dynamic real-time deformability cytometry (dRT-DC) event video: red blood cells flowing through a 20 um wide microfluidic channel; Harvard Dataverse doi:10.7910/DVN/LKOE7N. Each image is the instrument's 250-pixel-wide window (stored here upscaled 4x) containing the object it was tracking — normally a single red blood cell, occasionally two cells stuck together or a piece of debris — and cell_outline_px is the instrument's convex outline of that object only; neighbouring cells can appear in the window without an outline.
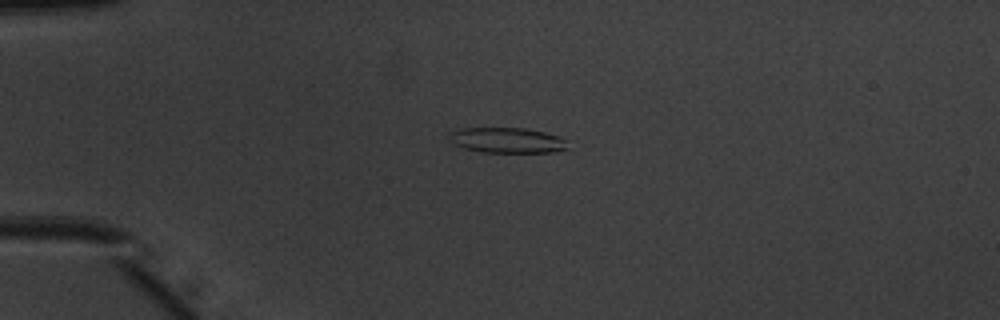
{"species": "common noctule bat (a hibernating species)", "species_latin": "Nyctalus noctula", "temperature_condition": "warm", "stored_images_in_passage": 40, "camera_frame_rate_fps": 3000, "um_per_image_px": 0.085, "animal": {"sex": "male", "body_mass_g": 20.1, "forearm_length_mm": 53.5}, "frame": {"image": 1, "passage_image": 2, "time_ms": 0.333, "image_size_px": [1000, 320], "cell_outline_px": [[568, 148], [552, 152], [480, 152], [464, 148], [448, 140], [448, 132], [460, 128], [524, 128], [544, 132], [556, 136], [564, 140]], "centroid_in_image_um": [43.02, 11.92], "position_along_channel_um": 42.0, "area_um2": 17.4}}
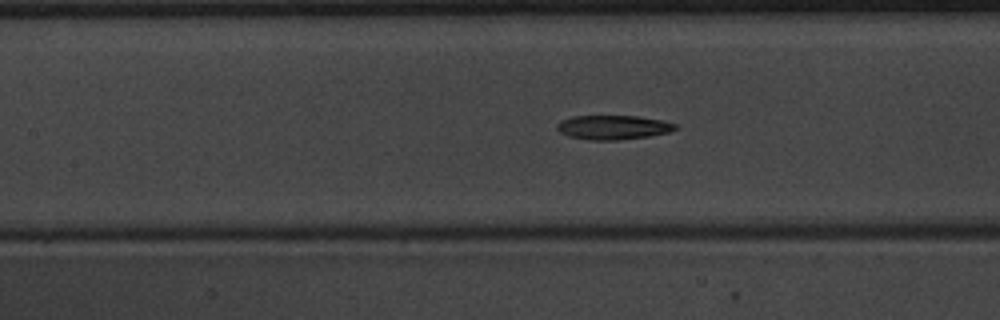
{"frame": {"image": 2, "passage_image": 13, "time_ms": 4.0, "image_size_px": [1000, 320], "cell_outline_px": [[680, 128], [668, 132], [648, 136], [616, 140], [592, 140], [568, 136], [560, 132], [556, 128], [556, 124], [560, 120], [572, 116], [636, 116], [664, 120], [676, 124]], "centroid_in_image_um": [52.11, 10.81], "position_along_channel_um": 155.3, "area_um2": 16.76}}
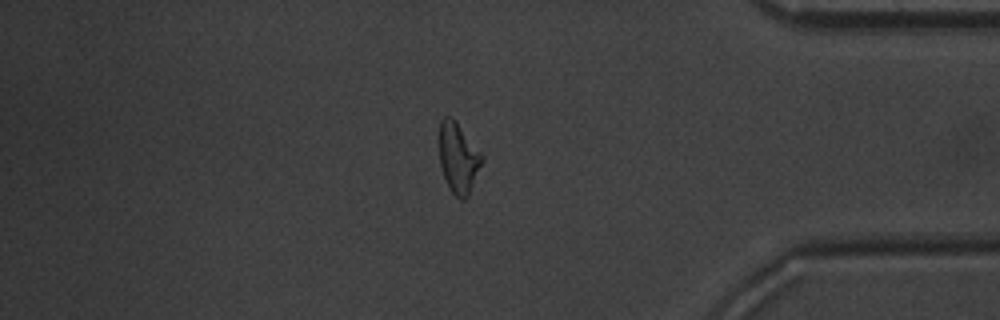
{"frame": {"image": 3, "passage_image": 33, "time_ms": 10.667, "image_size_px": [1000, 320], "cell_outline_px": [[484, 160], [468, 196], [464, 200], [460, 200], [448, 188], [440, 164], [440, 120], [444, 116], [448, 116], [456, 124], [484, 156]], "centroid_in_image_um": [38.97, 13.5], "position_along_channel_um": 396.2, "area_um2": 17.05}, "authors_computed_cell_mechanics": {"area_um2": 17.3978, "velocity_mm_per_s": 3.9794, "shape_relaxation_time_tau1_ms": 4.5069, "shape_relaxation_time_tau2_ms": 4.8891, "deformation_change_tau1": 0.1852, "deformation_change_tau2": 0.1635}}